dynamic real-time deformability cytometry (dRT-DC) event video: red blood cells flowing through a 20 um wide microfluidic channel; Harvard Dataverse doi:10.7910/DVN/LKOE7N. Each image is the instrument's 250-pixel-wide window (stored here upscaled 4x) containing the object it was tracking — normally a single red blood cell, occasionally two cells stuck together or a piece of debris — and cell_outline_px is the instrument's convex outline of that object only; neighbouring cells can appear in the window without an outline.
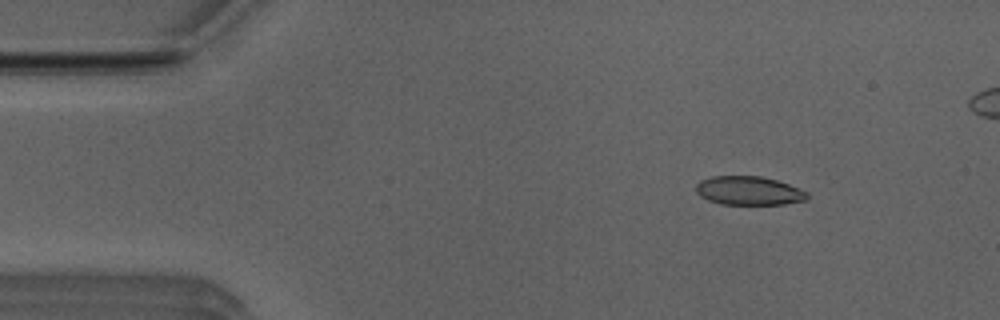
{"species": "Egyptian fruit bat (a non-hibernating species)", "species_latin": "Rousettus aegyptiacus", "temperature_condition": "room temperature", "stored_images_in_passage": 49, "camera_frame_rate_fps": 3000, "um_per_image_px": 0.085, "animal": {"sex": "male"}, "frame": {"image": 1, "passage_image": 7, "time_ms": 2.0, "image_size_px": [1000, 320], "cell_outline_px": [[808, 196], [804, 200], [784, 204], [720, 204], [708, 200], [700, 196], [696, 192], [696, 184], [700, 180], [712, 176], [760, 176], [776, 180], [788, 184], [808, 192]], "centroid_in_image_um": [63.61, 16.21], "position_along_channel_um": 21.4, "area_um2": 18.55}}
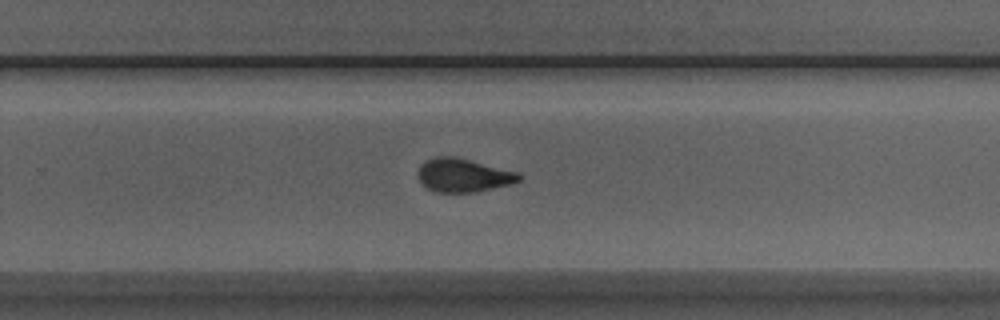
{"frame": {"image": 2, "passage_image": 33, "time_ms": 10.667, "image_size_px": [1000, 320], "cell_outline_px": [[520, 180], [512, 184], [476, 192], [436, 192], [428, 188], [420, 180], [416, 172], [420, 164], [424, 160], [436, 156], [456, 156], [516, 172], [520, 176]], "centroid_in_image_um": [39.33, 14.88], "position_along_channel_um": 290.5, "area_um2": 19.71}}
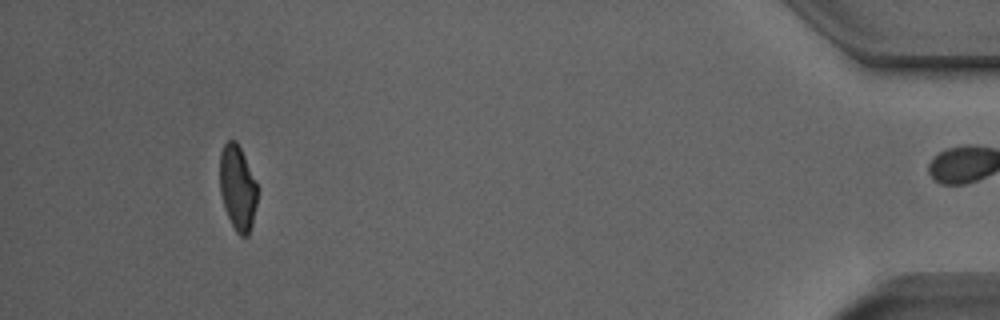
{"frame": {"image": 3, "passage_image": 48, "time_ms": 15.667, "image_size_px": [1000, 320], "cell_outline_px": [[256, 204], [252, 224], [248, 236], [240, 236], [236, 232], [228, 216], [220, 192], [220, 152], [224, 144], [228, 140], [236, 140], [244, 156], [256, 184]], "centroid_in_image_um": [20.18, 15.96], "position_along_channel_um": 415.0, "area_um2": 18.21}, "authors_computed_cell_mechanics": {"area_um2": 19.941, "velocity_mm_per_s": 3.9646, "shape_relaxation_time_tau1_ms": 5.1108, "shape_relaxation_time_tau2_ms": 1.4822, "deformation_change_tau1": 0.1716, "deformation_change_tau2": 0.0707}}